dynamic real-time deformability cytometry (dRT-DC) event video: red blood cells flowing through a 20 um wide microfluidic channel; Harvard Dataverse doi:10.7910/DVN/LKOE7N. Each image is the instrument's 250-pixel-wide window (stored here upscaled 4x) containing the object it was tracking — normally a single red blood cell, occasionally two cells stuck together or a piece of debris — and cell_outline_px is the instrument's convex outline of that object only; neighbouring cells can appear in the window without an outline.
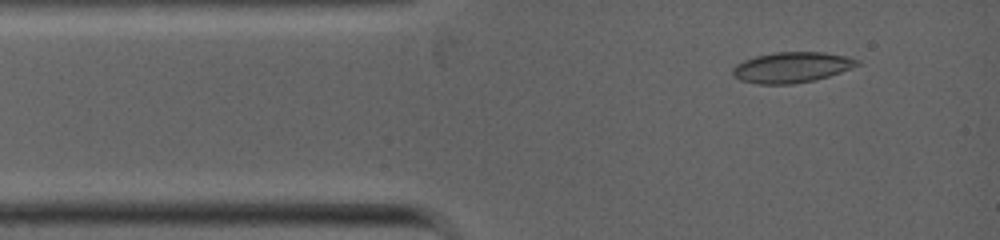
{"species": "common noctule bat (a hibernating species)", "species_latin": "Nyctalus noctula", "temperature_condition": "warm", "stored_images_in_passage": 28, "camera_frame_rate_fps": 5000, "um_per_image_px": 0.085, "animal": {"sex": "female", "body_mass_g": 19.0, "forearm_length_mm": 53.3}, "frame": {"image": 1, "passage_image": 3, "time_ms": 0.8, "image_size_px": [1000, 240], "cell_outline_px": [[860, 64], [840, 72], [828, 76], [812, 80], [792, 84], [756, 84], [740, 80], [732, 76], [732, 68], [736, 64], [744, 60], [756, 56], [772, 52], [824, 52], [848, 56], [860, 60]], "centroid_in_image_um": [67.27, 5.72], "position_along_channel_um": 17.7, "area_um2": 22.25}}
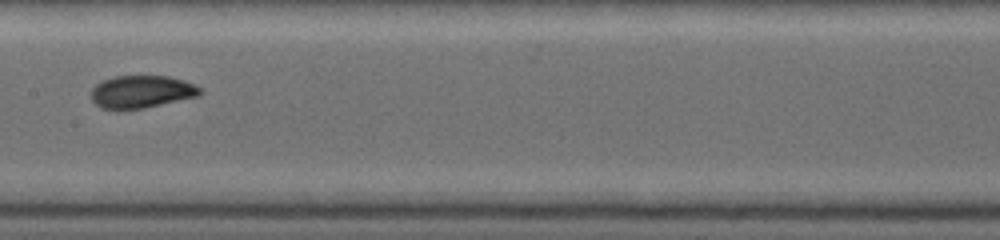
{"frame": {"image": 2, "passage_image": 13, "time_ms": 5.0, "image_size_px": [1000, 240], "cell_outline_px": [[204, 92], [200, 96], [144, 108], [104, 108], [96, 104], [92, 100], [92, 88], [96, 84], [104, 80], [116, 76], [168, 76], [184, 80], [200, 88]], "centroid_in_image_um": [12.08, 7.78], "position_along_channel_um": 195.3, "area_um2": 20.4}}
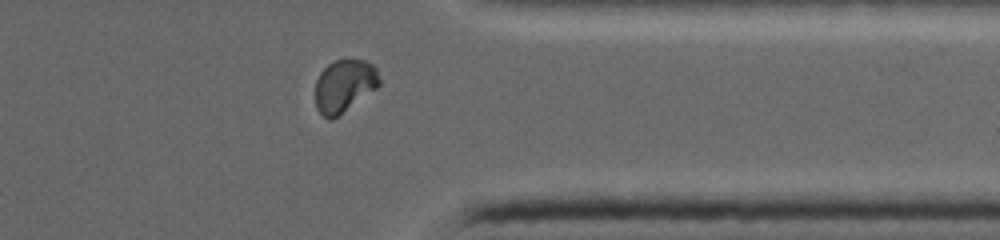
{"frame": {"image": 3, "passage_image": 23, "time_ms": 8.8, "image_size_px": [1000, 240], "cell_outline_px": [[380, 84], [376, 88], [332, 120], [328, 120], [316, 108], [316, 80], [320, 72], [328, 64], [336, 60], [364, 60], [372, 64], [376, 68], [380, 80]], "centroid_in_image_um": [29.25, 7.29], "position_along_channel_um": 382.1, "area_um2": 19.42}}